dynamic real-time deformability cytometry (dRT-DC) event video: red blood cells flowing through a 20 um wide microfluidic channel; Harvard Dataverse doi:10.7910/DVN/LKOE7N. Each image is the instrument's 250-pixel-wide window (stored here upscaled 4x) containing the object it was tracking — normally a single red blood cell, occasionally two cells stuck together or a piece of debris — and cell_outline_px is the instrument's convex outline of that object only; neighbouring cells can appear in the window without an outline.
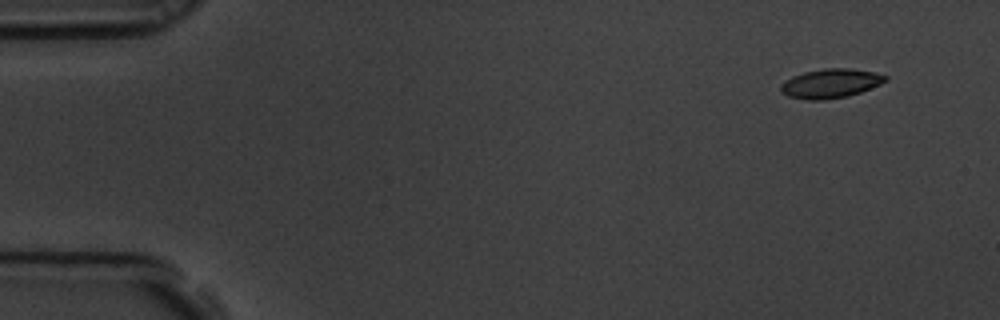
{"species": "common noctule bat (a hibernating species)", "species_latin": "Nyctalus noctula", "temperature_condition": "room temperature", "stored_images_in_passage": 5, "camera_frame_rate_fps": 3000, "um_per_image_px": 0.085, "animal": {"sex": "male", "body_mass_g": 19.5, "forearm_length_mm": 54.6}, "frame": {"image": 1, "passage_image": 1, "time_ms": 0.0, "image_size_px": [1000, 320], "cell_outline_px": [[888, 80], [880, 84], [860, 92], [848, 96], [824, 100], [808, 100], [788, 96], [780, 92], [780, 84], [784, 80], [792, 76], [804, 72], [824, 68], [848, 68], [872, 72], [888, 76]], "centroid_in_image_um": [70.56, 7.09], "position_along_channel_um": 14.4, "area_um2": 17.86}}